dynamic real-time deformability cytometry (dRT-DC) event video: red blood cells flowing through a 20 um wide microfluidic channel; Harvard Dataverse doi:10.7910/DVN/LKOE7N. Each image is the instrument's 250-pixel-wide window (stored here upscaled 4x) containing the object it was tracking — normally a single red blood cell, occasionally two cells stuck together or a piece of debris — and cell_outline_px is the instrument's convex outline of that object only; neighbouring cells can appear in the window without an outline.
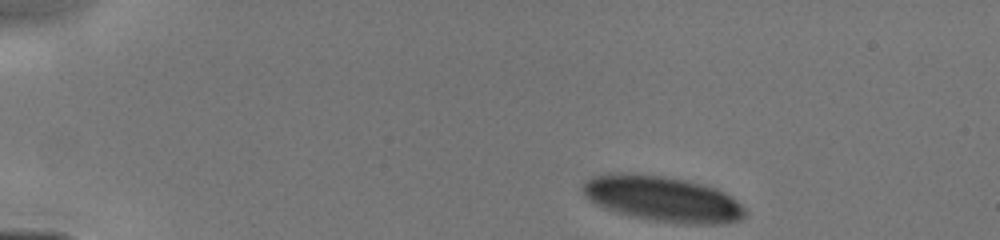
{"species": "human", "species_latin": "Homo sapiens", "temperature_condition": "cold", "stored_images_in_passage": 10, "camera_frame_rate_fps": 3000, "um_per_image_px": 0.085, "donor": {"sex": "male"}, "frame": {"image": 1, "passage_image": 1, "time_ms": 0.0, "image_size_px": [1000, 240], "cell_outline_px": [[744, 216], [740, 220], [720, 224], [684, 224], [652, 220], [632, 216], [616, 212], [604, 208], [588, 200], [584, 196], [584, 180], [592, 176], [608, 172], [632, 172], [664, 176], [684, 180], [716, 188], [724, 192], [736, 200], [744, 208]], "centroid_in_image_um": [56.27, 16.89], "position_along_channel_um": 28.7, "area_um2": 43.23}}
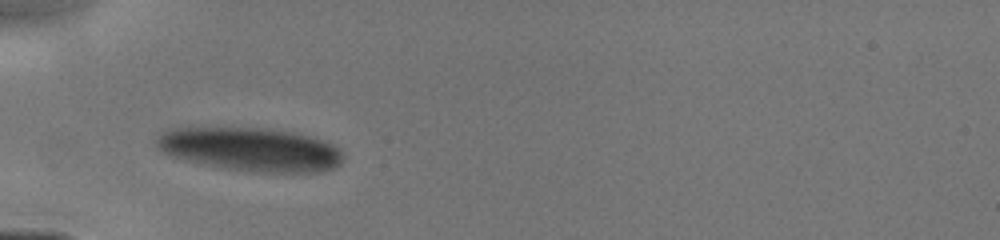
{"frame": {"image": 2, "passage_image": 6, "time_ms": 2.667, "image_size_px": [1000, 240], "cell_outline_px": [[344, 156], [340, 164], [336, 168], [320, 172], [252, 172], [228, 168], [184, 160], [160, 152], [156, 148], [156, 136], [160, 132], [168, 128], [268, 128], [296, 132], [332, 144], [340, 148]], "centroid_in_image_um": [21.29, 12.69], "position_along_channel_um": 63.7, "area_um2": 47.69}}
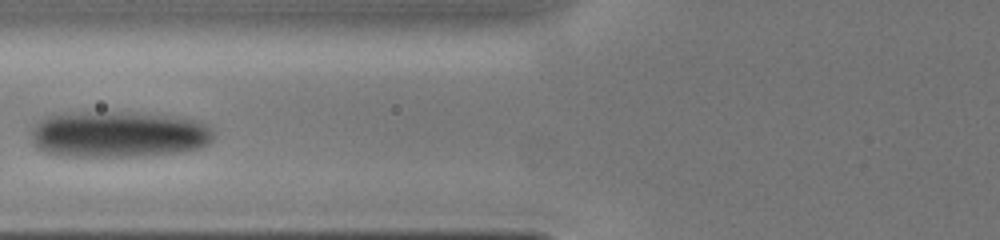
{"frame": {"image": 3, "passage_image": 9, "time_ms": 4.0, "image_size_px": [1000, 240], "cell_outline_px": [[212, 140], [208, 144], [200, 148], [184, 152], [132, 156], [60, 156], [44, 152], [36, 148], [32, 144], [32, 128], [40, 120], [48, 116], [64, 112], [136, 112], [184, 116], [200, 120], [208, 124], [212, 128]], "centroid_in_image_um": [10.11, 11.4], "position_along_channel_um": 115.7, "area_um2": 50.29}}